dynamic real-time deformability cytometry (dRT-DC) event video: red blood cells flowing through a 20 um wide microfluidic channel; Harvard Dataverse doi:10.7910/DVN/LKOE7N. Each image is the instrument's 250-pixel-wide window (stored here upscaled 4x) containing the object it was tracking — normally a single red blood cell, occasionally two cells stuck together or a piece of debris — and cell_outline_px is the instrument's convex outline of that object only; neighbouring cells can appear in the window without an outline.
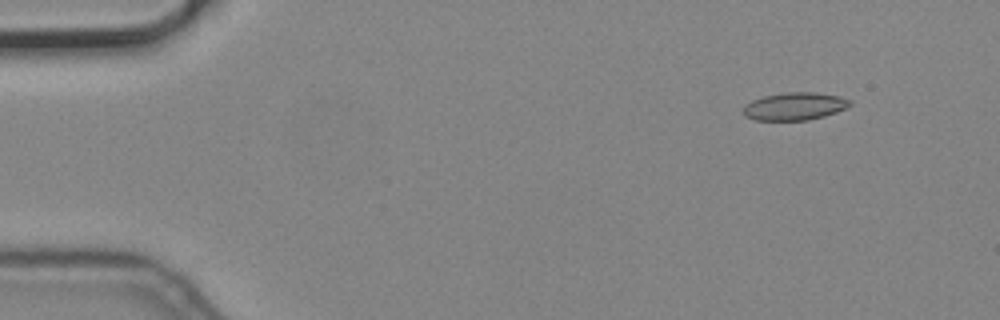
{"species": "common noctule bat (a hibernating species)", "species_latin": "Nyctalus noctula", "temperature_condition": "cold", "stored_images_in_passage": 5, "camera_frame_rate_fps": 3000, "um_per_image_px": 0.085, "animal": {"sex": "male", "body_mass_g": 19.2, "forearm_length_mm": 51.8}, "frame": {"image": 1, "passage_image": 2, "time_ms": 0.333, "image_size_px": [1000, 320], "cell_outline_px": [[852, 104], [848, 108], [824, 116], [808, 120], [756, 120], [744, 116], [744, 104], [752, 100], [764, 96], [784, 92], [816, 92], [840, 96], [852, 100]], "centroid_in_image_um": [67.58, 9.03], "position_along_channel_um": 17.4, "area_um2": 17.4}}
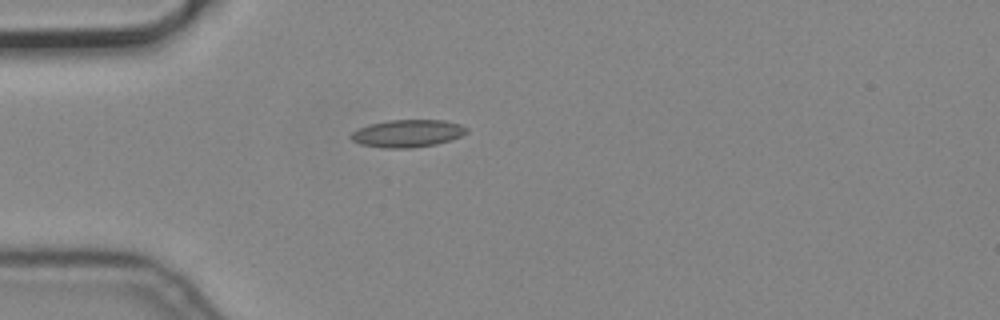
{"frame": {"image": 2, "passage_image": 4, "time_ms": 1.0, "image_size_px": [1000, 320], "cell_outline_px": [[468, 132], [452, 140], [436, 144], [412, 148], [384, 148], [360, 144], [352, 140], [348, 136], [356, 128], [388, 120], [444, 120], [460, 124], [468, 128]], "centroid_in_image_um": [34.63, 11.34], "position_along_channel_um": 50.4, "area_um2": 18.67}}